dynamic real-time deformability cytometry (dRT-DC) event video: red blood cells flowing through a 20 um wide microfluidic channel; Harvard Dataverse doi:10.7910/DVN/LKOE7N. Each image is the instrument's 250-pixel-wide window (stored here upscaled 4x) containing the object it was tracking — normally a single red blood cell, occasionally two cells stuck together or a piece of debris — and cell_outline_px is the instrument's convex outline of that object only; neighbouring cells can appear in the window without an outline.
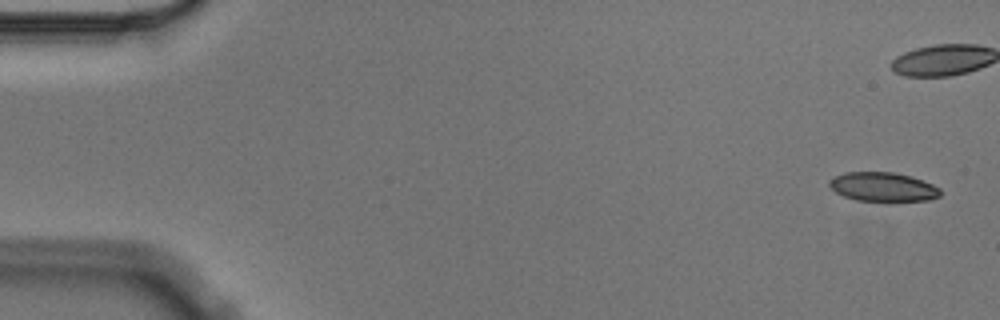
{"species": "Egyptian fruit bat (a non-hibernating species)", "species_latin": "Rousettus aegyptiacus", "temperature_condition": "cold", "stored_images_in_passage": 6, "camera_frame_rate_fps": 3000, "um_per_image_px": 0.085, "animal": {"sex": "male"}, "frame": {"image": 1, "passage_image": 1, "time_ms": 0.0, "image_size_px": [1000, 320], "cell_outline_px": [[940, 196], [928, 200], [888, 204], [856, 200], [844, 196], [836, 192], [828, 184], [828, 180], [832, 176], [844, 172], [896, 172], [912, 176], [932, 184], [940, 188]], "centroid_in_image_um": [75.06, 15.92], "position_along_channel_um": 9.9, "area_um2": 19.77}}
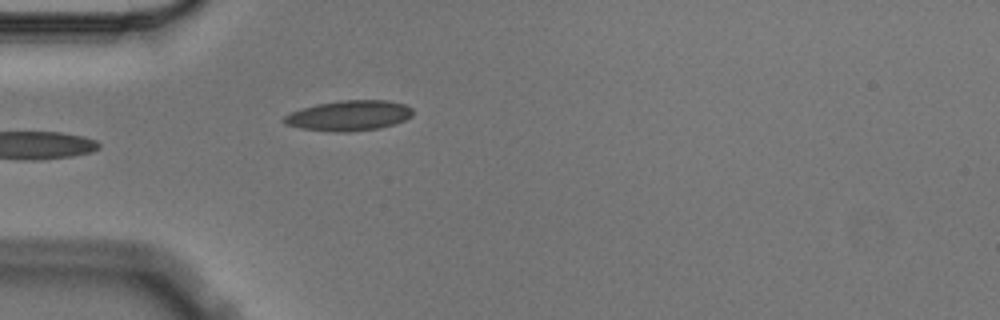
{"frame": {"image": 2, "passage_image": 6, "time_ms": 1.667, "image_size_px": [1000, 320], "cell_outline_px": [[412, 116], [396, 124], [380, 128], [348, 132], [336, 132], [300, 128], [284, 124], [284, 116], [300, 108], [316, 104], [340, 100], [388, 100], [404, 104], [412, 108]], "centroid_in_image_um": [29.67, 9.82], "position_along_channel_um": 55.3, "area_um2": 22.83}}